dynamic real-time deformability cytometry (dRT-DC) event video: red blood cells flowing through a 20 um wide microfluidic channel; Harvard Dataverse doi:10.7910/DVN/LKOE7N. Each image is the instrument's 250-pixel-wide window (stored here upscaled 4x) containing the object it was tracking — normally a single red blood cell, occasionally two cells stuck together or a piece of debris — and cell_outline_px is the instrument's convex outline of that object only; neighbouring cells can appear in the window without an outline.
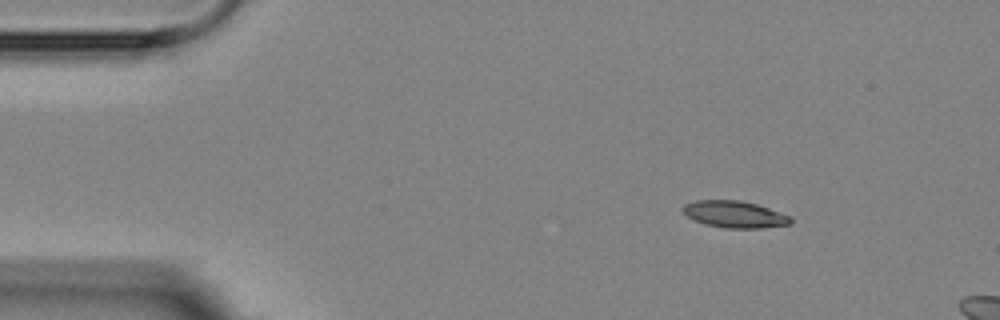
{"species": "Egyptian fruit bat (a non-hibernating species)", "species_latin": "Rousettus aegyptiacus", "temperature_condition": "room temperature", "stored_images_in_passage": 3, "camera_frame_rate_fps": 3000, "um_per_image_px": 0.085, "animal": {"sex": "female"}, "frame": {"image": 1, "passage_image": 1, "time_ms": 0.0, "image_size_px": [1000, 320], "cell_outline_px": [[792, 224], [764, 228], [724, 228], [704, 224], [680, 212], [680, 208], [684, 204], [696, 200], [740, 200], [756, 204], [768, 208], [788, 216], [792, 220]], "centroid_in_image_um": [62.39, 18.22], "position_along_channel_um": 22.6, "area_um2": 16.88}}